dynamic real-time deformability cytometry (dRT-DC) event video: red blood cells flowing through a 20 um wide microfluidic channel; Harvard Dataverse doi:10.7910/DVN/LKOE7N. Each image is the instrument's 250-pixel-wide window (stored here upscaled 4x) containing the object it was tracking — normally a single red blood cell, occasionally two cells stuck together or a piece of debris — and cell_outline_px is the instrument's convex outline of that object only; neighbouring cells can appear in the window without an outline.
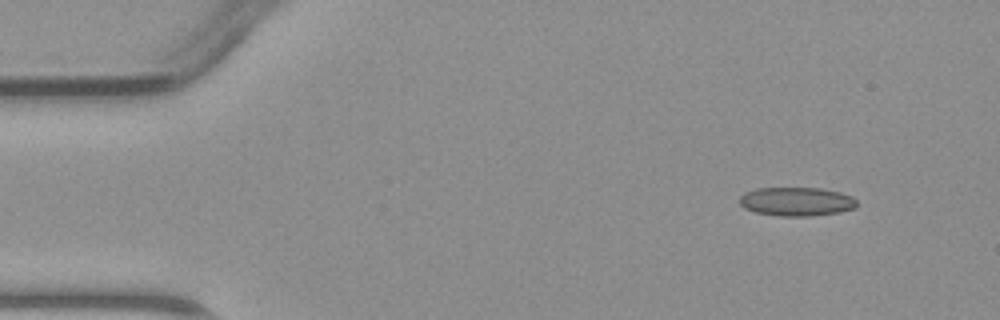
{"species": "common noctule bat (a hibernating species)", "species_latin": "Nyctalus noctula", "temperature_condition": "warm", "stored_images_in_passage": 4, "camera_frame_rate_fps": 3000, "um_per_image_px": 0.085, "animal": {"sex": "male", "body_mass_g": 23.1, "forearm_length_mm": 52.7}, "frame": {"image": 1, "passage_image": 1, "time_ms": 0.0, "image_size_px": [1000, 320], "cell_outline_px": [[856, 208], [840, 212], [808, 216], [780, 216], [756, 212], [744, 208], [740, 204], [740, 196], [744, 192], [756, 188], [820, 188], [840, 192], [852, 196], [856, 200]], "centroid_in_image_um": [67.7, 17.13], "position_along_channel_um": 17.3, "area_um2": 19.71}}
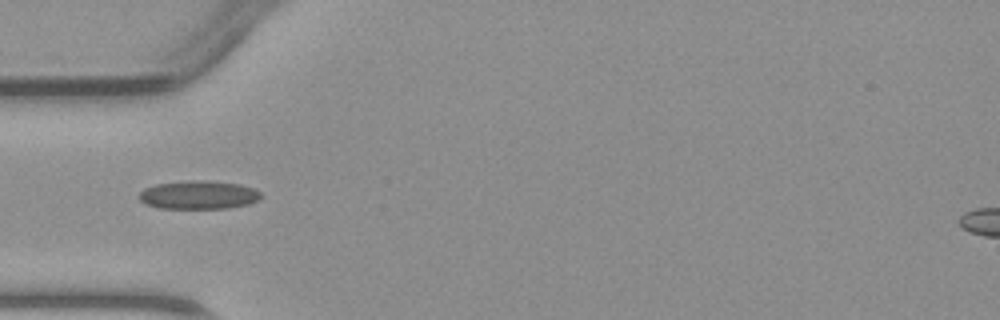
{"frame": {"image": 2, "passage_image": 4, "time_ms": 3.333, "image_size_px": [1000, 320], "cell_outline_px": [[264, 196], [248, 204], [228, 208], [160, 208], [144, 204], [136, 196], [144, 188], [156, 184], [188, 180], [208, 180], [240, 184], [252, 188], [260, 192]], "centroid_in_image_um": [16.85, 16.56], "position_along_channel_um": 68.2, "area_um2": 20.35}}